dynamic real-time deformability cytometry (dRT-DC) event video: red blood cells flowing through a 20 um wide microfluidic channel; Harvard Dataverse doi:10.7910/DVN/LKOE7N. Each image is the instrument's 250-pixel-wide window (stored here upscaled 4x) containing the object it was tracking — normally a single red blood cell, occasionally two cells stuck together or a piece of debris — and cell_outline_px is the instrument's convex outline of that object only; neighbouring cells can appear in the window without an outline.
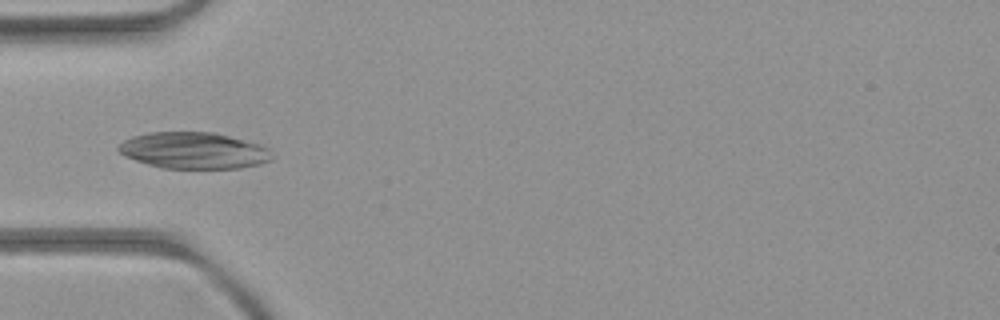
{"species": "common noctule bat (a hibernating species)", "species_latin": "Nyctalus noctula", "temperature_condition": "room temperature", "stored_images_in_passage": 5, "camera_frame_rate_fps": 3000, "um_per_image_px": 0.085, "animal": {"sex": "female", "body_mass_g": 21.9}, "frame": {"image": 1, "passage_image": 4, "time_ms": 4.333, "image_size_px": [1000, 320], "cell_outline_px": [[276, 156], [272, 160], [260, 164], [240, 168], [160, 168], [136, 160], [120, 152], [116, 148], [124, 140], [132, 136], [148, 132], [212, 132], [260, 144], [268, 148]], "centroid_in_image_um": [16.51, 12.79], "position_along_channel_um": 68.5, "area_um2": 32.6}}
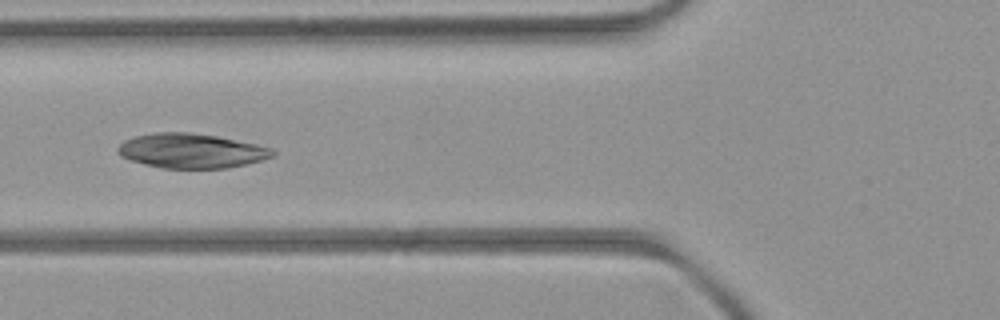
{"frame": {"image": 2, "passage_image": 5, "time_ms": 5.333, "image_size_px": [1000, 320], "cell_outline_px": [[276, 152], [272, 156], [260, 160], [244, 164], [224, 168], [160, 168], [128, 160], [120, 156], [116, 152], [116, 148], [124, 140], [132, 136], [156, 132], [188, 132], [216, 136], [256, 144], [272, 148]], "centroid_in_image_um": [16.18, 12.81], "position_along_channel_um": 109.6, "area_um2": 31.21}}